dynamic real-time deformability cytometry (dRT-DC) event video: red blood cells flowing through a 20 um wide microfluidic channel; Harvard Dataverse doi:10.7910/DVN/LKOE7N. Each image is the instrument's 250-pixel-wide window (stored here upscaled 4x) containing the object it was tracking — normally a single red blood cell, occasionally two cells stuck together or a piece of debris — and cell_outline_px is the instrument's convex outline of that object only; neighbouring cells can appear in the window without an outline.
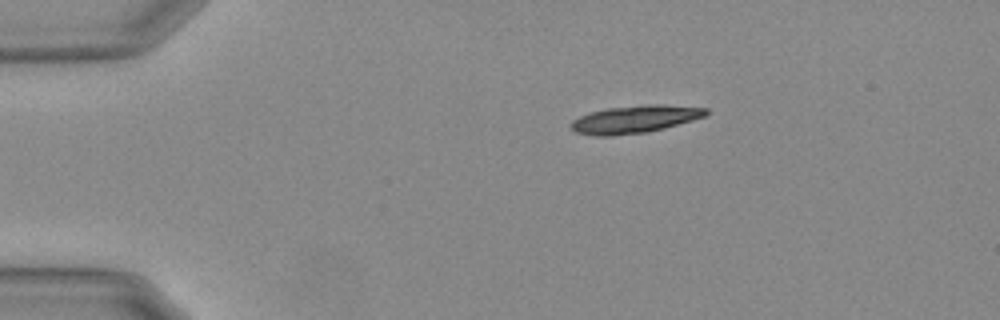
{"species": "Egyptian fruit bat (a non-hibernating species)", "species_latin": "Rousettus aegyptiacus", "temperature_condition": "warm", "stored_images_in_passage": 46, "camera_frame_rate_fps": 3000, "um_per_image_px": 0.085, "animal": {"sex": "female"}, "frame": {"image": 1, "passage_image": 1, "time_ms": 0.0, "image_size_px": [1000, 320], "cell_outline_px": [[708, 112], [704, 116], [676, 124], [644, 132], [612, 136], [596, 136], [576, 132], [572, 128], [572, 120], [580, 116], [592, 112], [608, 108], [652, 104], [656, 104], [708, 108]], "centroid_in_image_um": [53.92, 10.13], "position_along_channel_um": 31.1, "area_um2": 21.04}}
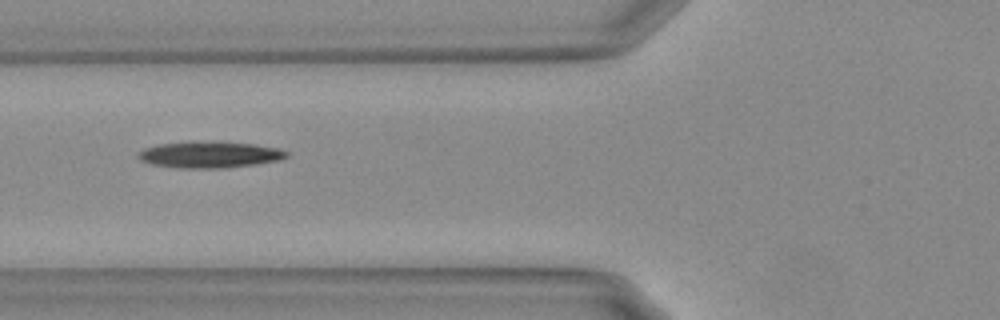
{"frame": {"image": 2, "passage_image": 12, "time_ms": 3.667, "image_size_px": [1000, 320], "cell_outline_px": [[288, 156], [280, 160], [256, 164], [220, 168], [184, 168], [152, 164], [140, 160], [136, 156], [144, 148], [160, 144], [188, 140], [216, 140], [252, 144], [276, 148], [288, 152]], "centroid_in_image_um": [17.8, 13.11], "position_along_channel_um": 108.0, "area_um2": 23.12}}
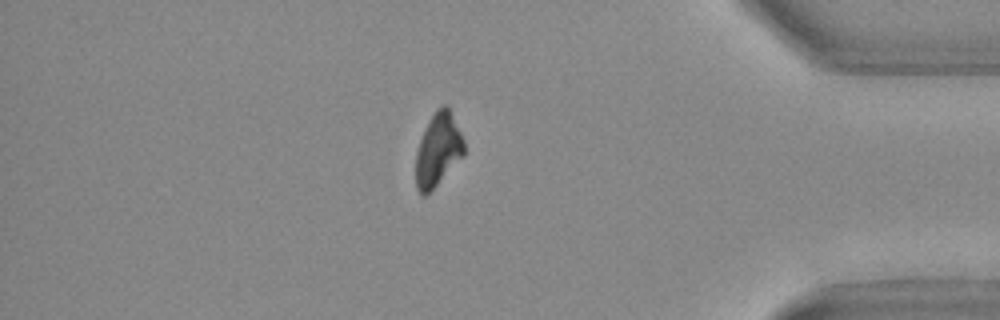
{"frame": {"image": 3, "passage_image": 38, "time_ms": 12.333, "image_size_px": [1000, 320], "cell_outline_px": [[464, 152], [436, 184], [424, 196], [420, 196], [416, 188], [416, 152], [424, 128], [428, 120], [436, 108], [440, 104], [444, 104], [448, 108], [464, 140]], "centroid_in_image_um": [37.18, 12.69], "position_along_channel_um": 398.0, "area_um2": 19.94}, "authors_computed_cell_mechanics": {"area_um2": 21.7039, "velocity_mm_per_s": 3.7096, "shape_relaxation_time_tau1_ms": 5.2213, "shape_relaxation_time_tau2_ms": null, "deformation_change_tau1": 0.1954, "deformation_change_tau2": null}}